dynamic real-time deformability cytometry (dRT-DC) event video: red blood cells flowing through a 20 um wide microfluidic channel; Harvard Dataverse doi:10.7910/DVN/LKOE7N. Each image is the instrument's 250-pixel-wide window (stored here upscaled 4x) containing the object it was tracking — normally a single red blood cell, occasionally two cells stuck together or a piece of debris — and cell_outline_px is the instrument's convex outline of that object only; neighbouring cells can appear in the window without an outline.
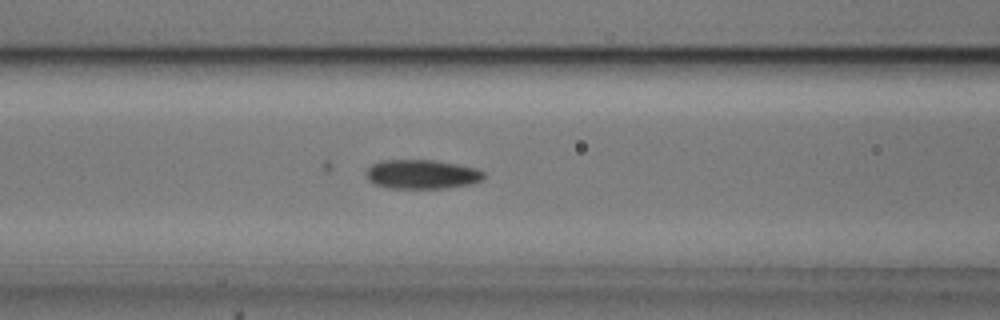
{"species": "common noctule bat (a hibernating species)", "species_latin": "Nyctalus noctula", "temperature_condition": "cold", "stored_images_in_passage": 57, "camera_frame_rate_fps": 3000, "um_per_image_px": 0.085, "animal": {"sex": "male", "body_mass_g": 20.5, "forearm_length_mm": 52.5}, "frame": {"image": 1, "passage_image": 25, "time_ms": 8.0, "image_size_px": [1000, 320], "cell_outline_px": [[484, 180], [472, 184], [448, 188], [388, 188], [372, 184], [368, 180], [364, 172], [372, 164], [380, 160], [432, 160], [456, 164], [476, 168], [484, 172]], "centroid_in_image_um": [35.84, 14.82], "position_along_channel_um": 130.8, "area_um2": 20.29}}
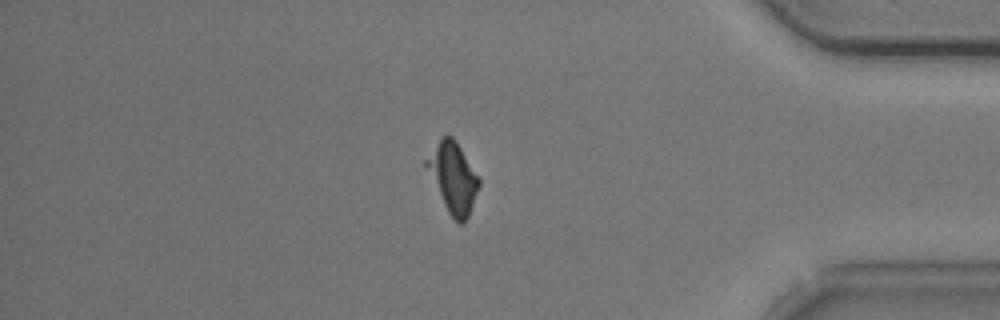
{"frame": {"image": 2, "passage_image": 49, "time_ms": 16.0, "image_size_px": [1000, 320], "cell_outline_px": [[480, 184], [468, 216], [460, 224], [448, 212], [424, 164], [424, 160], [440, 140], [444, 136], [452, 136], [456, 140], [480, 180]], "centroid_in_image_um": [38.5, 15.08], "position_along_channel_um": 396.7, "area_um2": 20.63}}
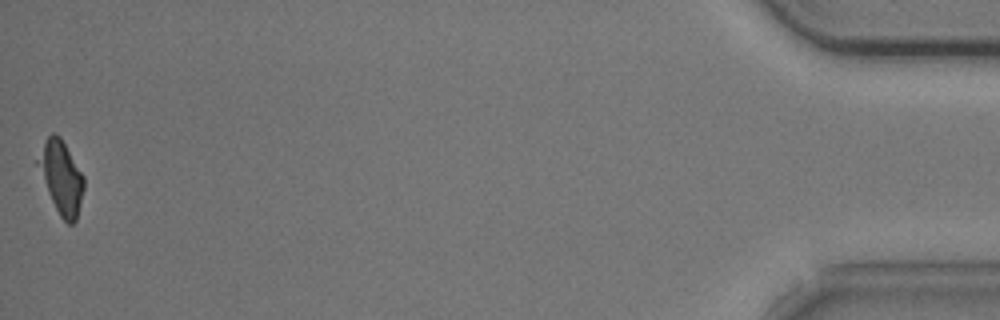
{"frame": {"image": 3, "passage_image": 57, "time_ms": 18.667, "image_size_px": [1000, 320], "cell_outline_px": [[84, 188], [76, 220], [72, 224], [68, 224], [60, 216], [48, 192], [36, 164], [36, 160], [48, 136], [52, 132], [56, 132], [60, 136], [84, 176]], "centroid_in_image_um": [5.21, 15.06], "position_along_channel_um": 430.0, "area_um2": 19.07}}